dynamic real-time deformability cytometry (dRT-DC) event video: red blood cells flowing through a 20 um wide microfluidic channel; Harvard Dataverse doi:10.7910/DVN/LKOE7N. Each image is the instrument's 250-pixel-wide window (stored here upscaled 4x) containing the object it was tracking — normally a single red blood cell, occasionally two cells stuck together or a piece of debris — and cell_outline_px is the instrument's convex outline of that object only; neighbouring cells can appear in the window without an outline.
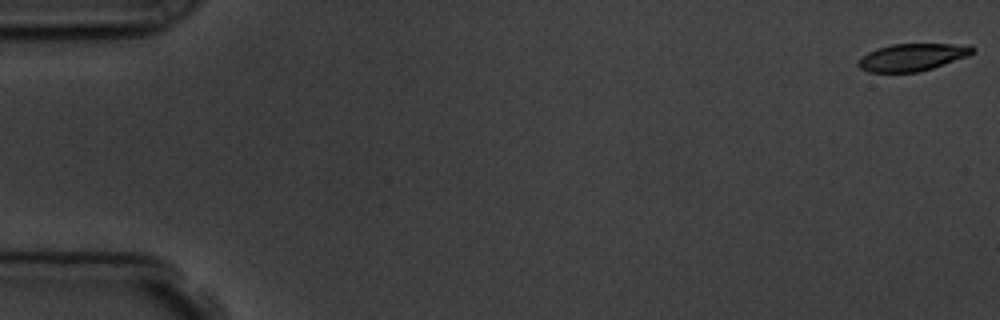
{"species": "common noctule bat (a hibernating species)", "species_latin": "Nyctalus noctula", "temperature_condition": "room temperature", "stored_images_in_passage": 10, "camera_frame_rate_fps": 3000, "um_per_image_px": 0.085, "animal": {"sex": "male", "body_mass_g": 19.5, "forearm_length_mm": 54.6}, "frame": {"image": 1, "passage_image": 1, "time_ms": 0.0, "image_size_px": [1000, 320], "cell_outline_px": [[976, 52], [968, 56], [920, 72], [868, 72], [860, 68], [856, 64], [868, 52], [876, 48], [892, 44], [972, 44], [976, 48]], "centroid_in_image_um": [77.6, 4.85], "position_along_channel_um": 7.4, "area_um2": 18.32}}
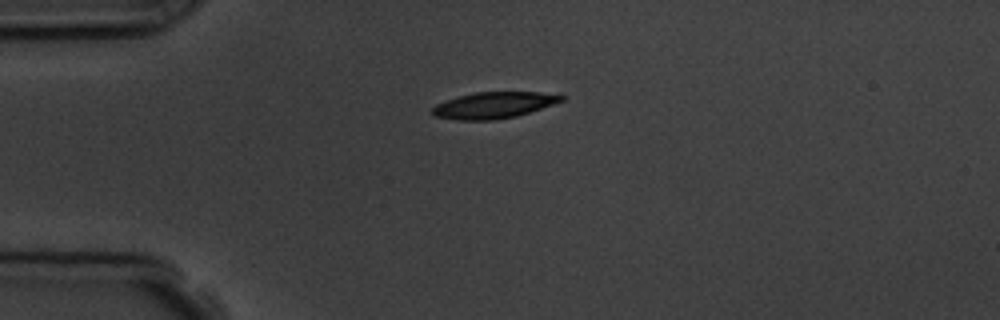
{"frame": {"image": 2, "passage_image": 4, "time_ms": 4.333, "image_size_px": [1000, 320], "cell_outline_px": [[564, 100], [516, 116], [492, 120], [456, 120], [432, 116], [432, 108], [436, 104], [460, 96], [476, 92], [540, 92], [564, 96]], "centroid_in_image_um": [41.92, 8.95], "position_along_channel_um": 43.1, "area_um2": 19.48}}
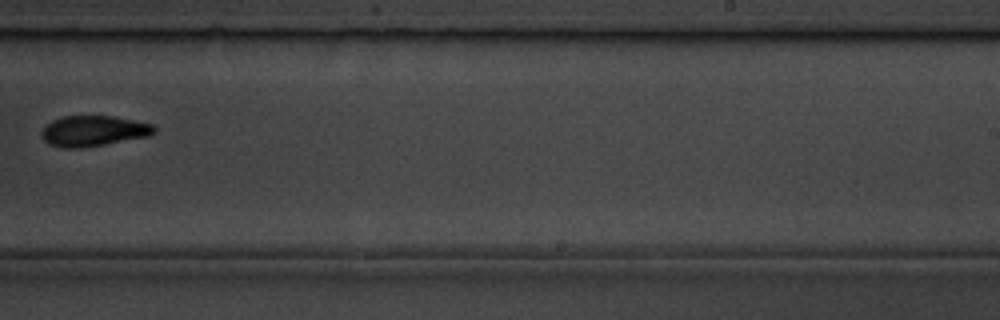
{"frame": {"image": 3, "passage_image": 10, "time_ms": 11.333, "image_size_px": [1000, 320], "cell_outline_px": [[156, 132], [148, 136], [104, 144], [80, 148], [64, 148], [48, 144], [44, 140], [40, 132], [52, 120], [64, 116], [112, 116], [152, 124], [156, 128]], "centroid_in_image_um": [7.93, 11.13], "position_along_channel_um": 281.1, "area_um2": 19.88}}